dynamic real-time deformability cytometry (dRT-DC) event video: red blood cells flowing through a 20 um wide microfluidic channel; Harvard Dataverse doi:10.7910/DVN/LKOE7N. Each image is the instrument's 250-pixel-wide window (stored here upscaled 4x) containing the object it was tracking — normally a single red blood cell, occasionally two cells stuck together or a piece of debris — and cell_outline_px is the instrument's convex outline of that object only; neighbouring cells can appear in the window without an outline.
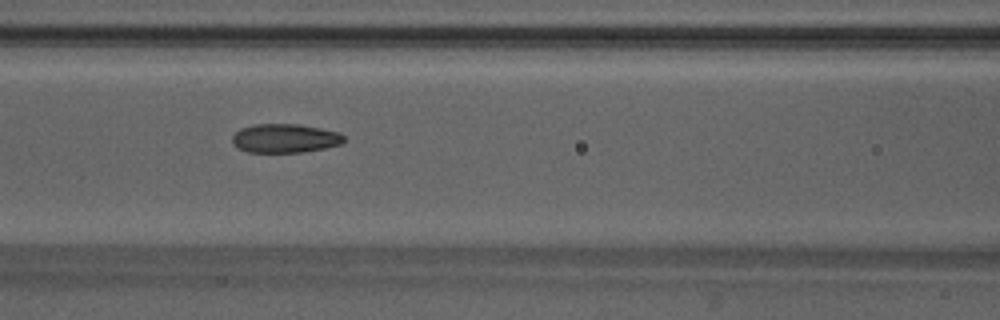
{"species": "Egyptian fruit bat (a non-hibernating species)", "species_latin": "Rousettus aegyptiacus", "temperature_condition": "warm", "stored_images_in_passage": 49, "camera_frame_rate_fps": 3000, "um_per_image_px": 0.085, "animal": {"sex": "male"}, "frame": {"image": 1, "passage_image": 22, "time_ms": 7.0, "image_size_px": [1000, 320], "cell_outline_px": [[344, 140], [340, 144], [324, 148], [300, 152], [248, 152], [236, 148], [232, 144], [232, 136], [240, 128], [252, 124], [300, 124], [340, 132], [344, 136]], "centroid_in_image_um": [24.18, 11.75], "position_along_channel_um": 142.4, "area_um2": 18.9}}
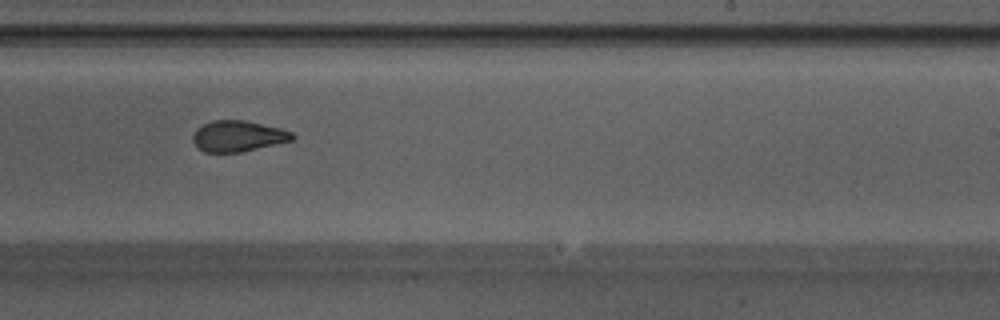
{"frame": {"image": 2, "passage_image": 31, "time_ms": 10.0, "image_size_px": [1000, 320], "cell_outline_px": [[296, 136], [292, 140], [240, 152], [204, 152], [196, 148], [192, 140], [192, 136], [196, 128], [212, 120], [244, 120], [280, 128], [292, 132]], "centroid_in_image_um": [20.18, 11.57], "position_along_channel_um": 268.8, "area_um2": 17.92}}
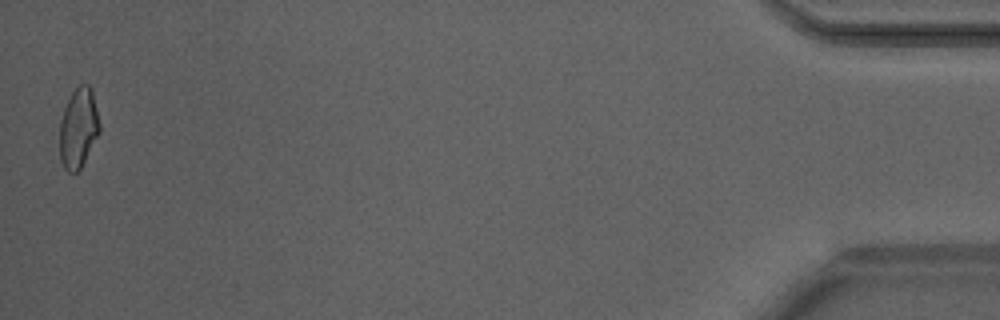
{"frame": {"image": 3, "passage_image": 49, "time_ms": 16.0, "image_size_px": [1000, 320], "cell_outline_px": [[100, 132], [80, 168], [76, 172], [68, 172], [64, 168], [60, 160], [60, 120], [64, 108], [72, 92], [80, 84], [88, 84], [92, 88], [100, 124]], "centroid_in_image_um": [6.67, 10.87], "position_along_channel_um": 428.5, "area_um2": 18.55}, "authors_computed_cell_mechanics": {"area_um2": 18.6694, "velocity_mm_per_s": 4.2247, "shape_relaxation_time_tau1_ms": 6.8616, "shape_relaxation_time_tau2_ms": 1.4668, "deformation_change_tau1": 0.1897, "deformation_change_tau2": 0.0764}}